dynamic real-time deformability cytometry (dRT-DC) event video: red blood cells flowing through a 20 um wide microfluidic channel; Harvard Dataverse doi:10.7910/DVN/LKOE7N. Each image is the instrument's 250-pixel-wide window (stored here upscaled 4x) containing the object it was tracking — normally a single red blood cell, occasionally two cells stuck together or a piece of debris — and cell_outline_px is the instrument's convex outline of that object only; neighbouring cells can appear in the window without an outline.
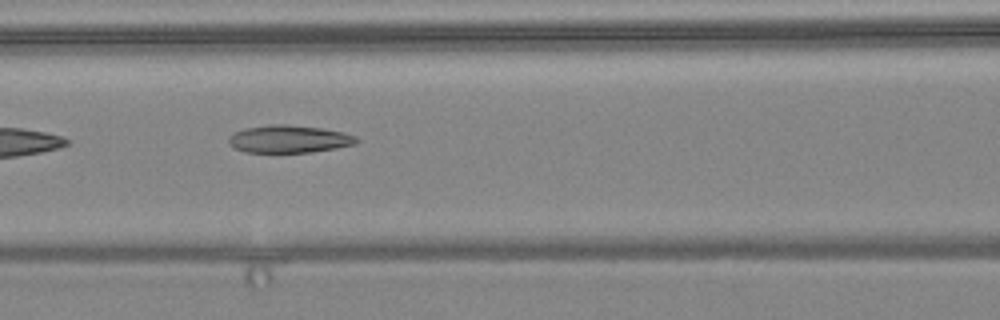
{"species": "common noctule bat (a hibernating species)", "species_latin": "Nyctalus noctula", "temperature_condition": "warm", "stored_images_in_passage": 7, "camera_frame_rate_fps": 3000, "um_per_image_px": 0.085, "animal": {"sex": "female", "body_mass_g": 24.6, "forearm_length_mm": 56.2}, "frame": {"image": 1, "passage_image": 5, "time_ms": 5.667, "image_size_px": [1000, 320], "cell_outline_px": [[360, 140], [356, 144], [336, 148], [312, 152], [244, 152], [232, 148], [228, 144], [228, 136], [244, 128], [272, 124], [288, 124], [324, 128], [344, 132], [356, 136]], "centroid_in_image_um": [24.57, 11.81], "position_along_channel_um": 142.0, "area_um2": 20.87}}
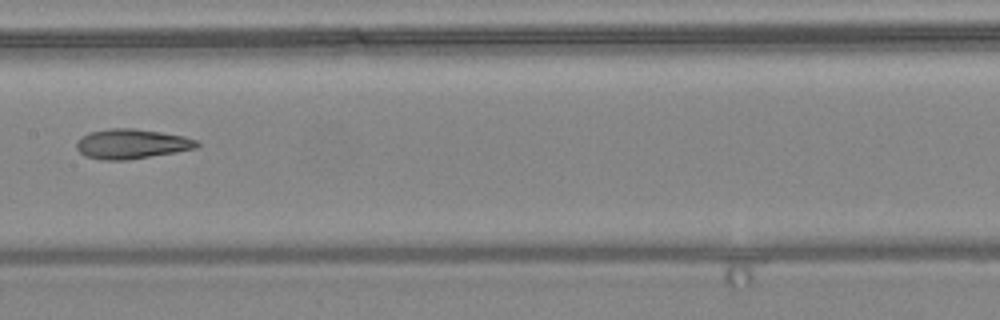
{"frame": {"image": 2, "passage_image": 6, "time_ms": 7.0, "image_size_px": [1000, 320], "cell_outline_px": [[200, 144], [196, 148], [176, 152], [128, 160], [104, 160], [84, 156], [76, 148], [76, 144], [88, 132], [112, 128], [132, 128], [160, 132], [184, 136], [196, 140]], "centroid_in_image_um": [11.19, 12.24], "position_along_channel_um": 196.2, "area_um2": 20.75}}
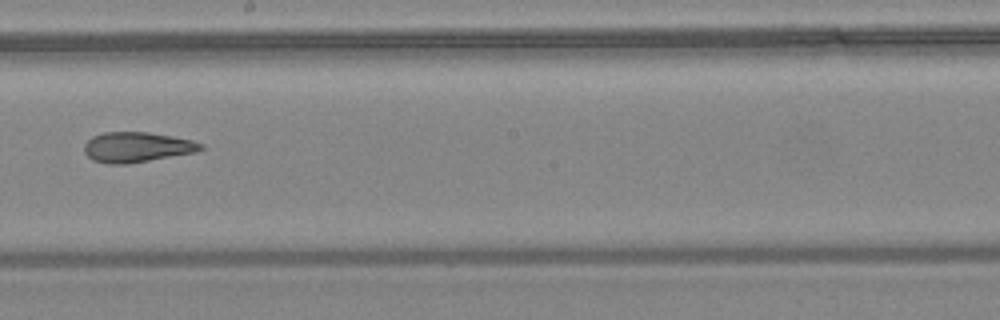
{"frame": {"image": 3, "passage_image": 7, "time_ms": 8.0, "image_size_px": [1000, 320], "cell_outline_px": [[204, 148], [196, 152], [128, 164], [108, 164], [92, 160], [84, 152], [84, 144], [92, 136], [104, 132], [148, 132], [172, 136], [192, 140], [204, 144]], "centroid_in_image_um": [11.63, 12.51], "position_along_channel_um": 236.6, "area_um2": 20.58}}